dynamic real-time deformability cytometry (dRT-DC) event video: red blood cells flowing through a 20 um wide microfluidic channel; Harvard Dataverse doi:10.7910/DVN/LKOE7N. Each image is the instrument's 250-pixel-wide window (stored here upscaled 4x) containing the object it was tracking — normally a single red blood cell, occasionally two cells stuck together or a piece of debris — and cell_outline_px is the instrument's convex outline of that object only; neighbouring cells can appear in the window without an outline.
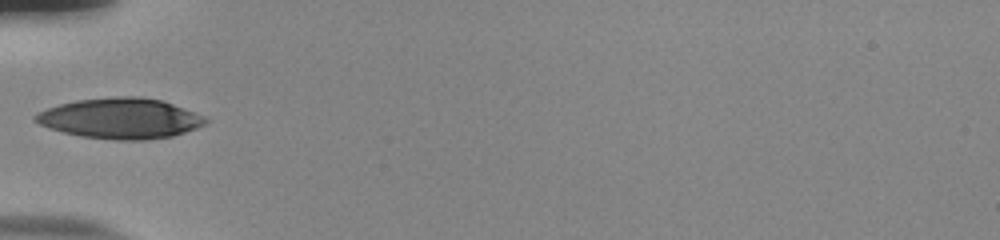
{"species": "human", "species_latin": "Homo sapiens", "temperature_condition": "room temperature", "stored_images_in_passage": 16, "camera_frame_rate_fps": 3000, "um_per_image_px": 0.085, "donor": {"sex": "male"}, "frame": {"image": 1, "passage_image": 1, "time_ms": 0.0, "image_size_px": [1000, 240], "cell_outline_px": [[208, 120], [204, 124], [196, 128], [172, 136], [148, 140], [116, 140], [80, 136], [48, 128], [32, 120], [32, 116], [36, 112], [60, 104], [76, 100], [116, 96], [140, 96], [160, 100], [172, 104], [204, 116]], "centroid_in_image_um": [10.18, 10.06], "position_along_channel_um": 74.8, "area_um2": 40.11}}
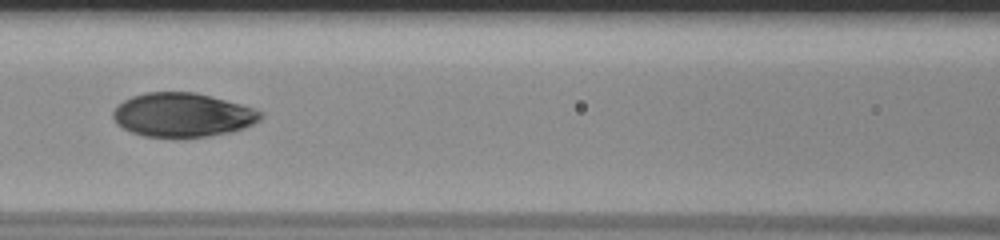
{"frame": {"image": 2, "passage_image": 7, "time_ms": 2.0, "image_size_px": [1000, 240], "cell_outline_px": [[264, 116], [260, 120], [244, 128], [232, 132], [208, 136], [180, 140], [144, 136], [132, 132], [116, 124], [112, 116], [112, 112], [124, 100], [132, 96], [148, 92], [196, 92], [240, 104], [264, 112]], "centroid_in_image_um": [15.52, 9.8], "position_along_channel_um": 151.1, "area_um2": 38.44}}